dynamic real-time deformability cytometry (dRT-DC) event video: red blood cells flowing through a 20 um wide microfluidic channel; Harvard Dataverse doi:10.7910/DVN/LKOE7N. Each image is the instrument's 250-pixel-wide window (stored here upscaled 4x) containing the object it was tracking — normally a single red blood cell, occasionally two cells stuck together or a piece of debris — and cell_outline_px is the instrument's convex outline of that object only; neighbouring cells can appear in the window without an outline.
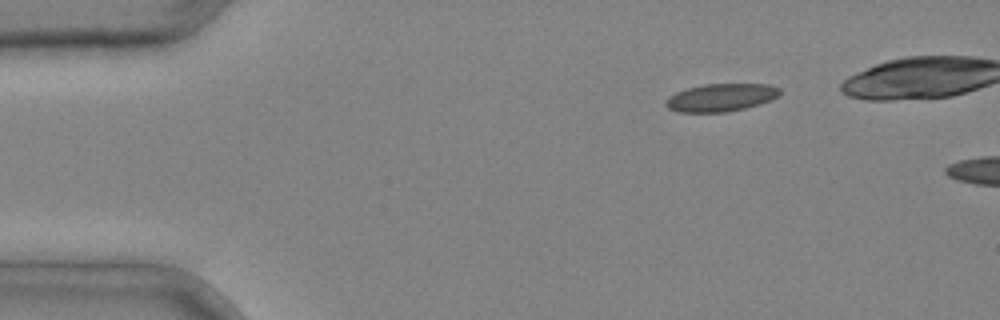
{"species": "common noctule bat (a hibernating species)", "species_latin": "Nyctalus noctula", "temperature_condition": "cold", "stored_images_in_passage": 2, "camera_frame_rate_fps": 3000, "um_per_image_px": 0.085, "animal": {"sex": "male", "body_mass_g": 20.4}, "frame": {"image": 1, "passage_image": 1, "time_ms": 0.0, "image_size_px": [1000, 320], "cell_outline_px": [[780, 96], [760, 104], [728, 112], [676, 112], [668, 108], [664, 104], [664, 100], [668, 96], [676, 92], [688, 88], [704, 84], [768, 84], [780, 88]], "centroid_in_image_um": [61.26, 8.29], "position_along_channel_um": 23.7, "area_um2": 18.61}}